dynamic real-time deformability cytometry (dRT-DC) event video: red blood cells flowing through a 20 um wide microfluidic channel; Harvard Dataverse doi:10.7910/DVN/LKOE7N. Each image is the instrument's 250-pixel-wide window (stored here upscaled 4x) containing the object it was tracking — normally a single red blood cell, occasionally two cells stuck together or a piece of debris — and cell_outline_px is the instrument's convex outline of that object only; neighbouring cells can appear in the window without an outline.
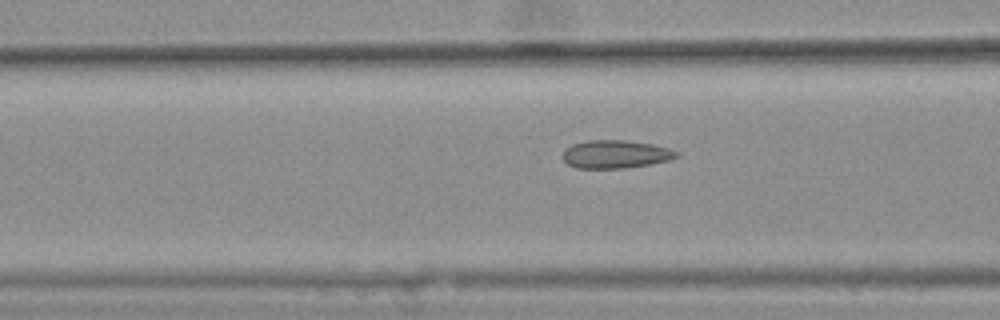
{"species": "common noctule bat (a hibernating species)", "species_latin": "Nyctalus noctula", "temperature_condition": "warm", "stored_images_in_passage": 50, "camera_frame_rate_fps": 3000, "um_per_image_px": 0.085, "animal": {"sex": "female", "body_mass_g": 25.1}, "frame": {"image": 1, "passage_image": 22, "time_ms": 7.0, "image_size_px": [1000, 320], "cell_outline_px": [[680, 156], [668, 160], [648, 164], [624, 168], [576, 168], [568, 164], [564, 160], [564, 148], [572, 144], [588, 140], [628, 140], [652, 144], [668, 148], [680, 152]], "centroid_in_image_um": [52.33, 13.1], "position_along_channel_um": 114.3, "area_um2": 18.61}, "authors_computed_cell_mechanics": {"area_um2": 18.1781, "velocity_mm_per_s": 3.6317, "shape_relaxation_time_tau1_ms": null, "shape_relaxation_time_tau2_ms": 1.5044, "deformation_change_tau1": null, "deformation_change_tau2": 0.07}}